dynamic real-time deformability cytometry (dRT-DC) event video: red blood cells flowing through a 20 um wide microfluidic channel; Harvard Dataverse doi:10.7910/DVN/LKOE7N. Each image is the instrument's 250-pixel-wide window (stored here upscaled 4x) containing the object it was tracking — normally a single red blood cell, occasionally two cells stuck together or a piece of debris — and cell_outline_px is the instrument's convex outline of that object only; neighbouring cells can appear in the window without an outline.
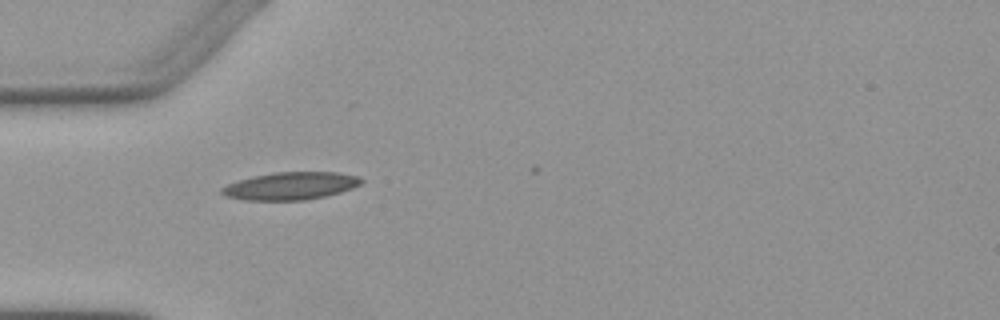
{"species": "Egyptian fruit bat (a non-hibernating species)", "species_latin": "Rousettus aegyptiacus", "temperature_condition": "warm", "stored_images_in_passage": 3, "camera_frame_rate_fps": 3000, "um_per_image_px": 0.085, "animal": {"sex": "female"}, "frame": {"image": 1, "passage_image": 1, "time_ms": 0.0, "image_size_px": [1000, 320], "cell_outline_px": [[364, 180], [360, 184], [352, 188], [340, 192], [324, 196], [304, 200], [244, 200], [224, 196], [220, 192], [220, 188], [228, 184], [252, 176], [276, 172], [340, 172], [360, 176]], "centroid_in_image_um": [24.71, 15.8], "position_along_channel_um": 60.3, "area_um2": 22.48}}